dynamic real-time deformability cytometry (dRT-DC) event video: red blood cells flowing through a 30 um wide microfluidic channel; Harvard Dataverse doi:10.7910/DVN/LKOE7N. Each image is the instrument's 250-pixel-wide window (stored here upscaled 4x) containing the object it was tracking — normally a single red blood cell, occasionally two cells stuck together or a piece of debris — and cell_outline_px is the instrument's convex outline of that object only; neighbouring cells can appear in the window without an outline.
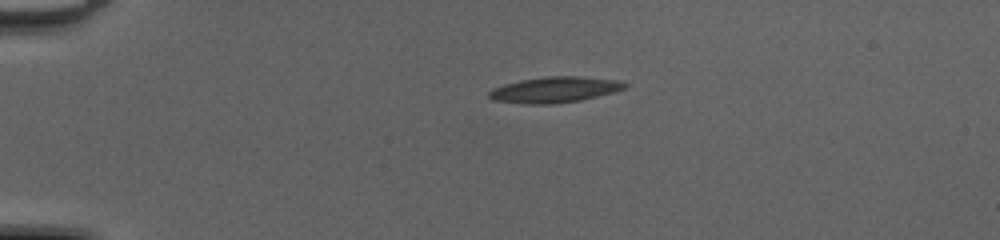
{"species": "common noctule bat (a hibernating species)", "species_latin": "Nyctalus noctula", "temperature_condition": "cold", "stored_images_in_passage": 40, "camera_frame_rate_fps": 3000, "um_per_image_px": 0.085, "animal": {"sex": "female", "body_mass_g": 20.0, "forearm_length_mm": 54.0}, "frame": {"image": 1, "passage_image": 1, "time_ms": 0.0, "image_size_px": [1000, 240], "cell_outline_px": [[628, 84], [624, 88], [612, 92], [580, 100], [552, 104], [524, 104], [492, 100], [488, 96], [488, 92], [492, 88], [504, 84], [520, 80], [544, 76], [576, 76], [616, 80]], "centroid_in_image_um": [47.06, 7.62], "position_along_channel_um": 37.9, "area_um2": 20.29}}
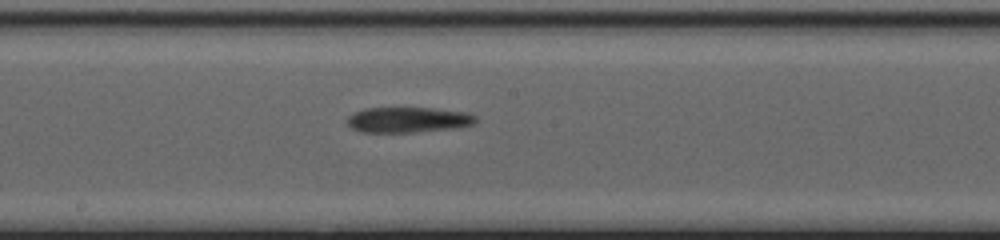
{"frame": {"image": 2, "passage_image": 18, "time_ms": 5.667, "image_size_px": [1000, 240], "cell_outline_px": [[476, 120], [472, 124], [460, 128], [412, 132], [360, 132], [352, 128], [348, 124], [348, 116], [356, 112], [368, 108], [432, 108], [464, 112], [476, 116]], "centroid_in_image_um": [34.7, 10.19], "position_along_channel_um": 213.5, "area_um2": 18.9}}
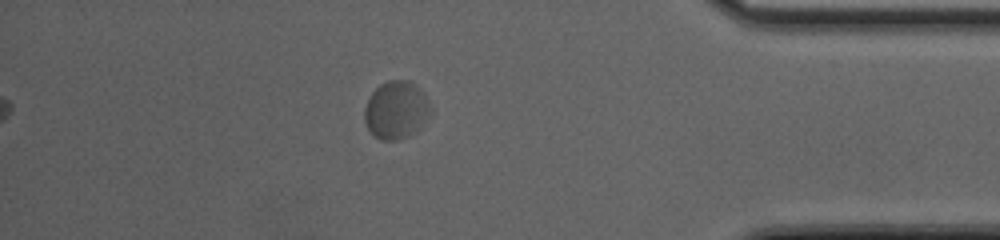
{"frame": {"image": 3, "passage_image": 34, "time_ms": 11.0, "image_size_px": [1000, 240], "cell_outline_px": [[432, 112], [420, 128], [396, 140], [380, 140], [372, 136], [368, 132], [364, 120], [364, 108], [372, 92], [380, 84], [388, 80], [408, 80], [424, 92], [432, 108]], "centroid_in_image_um": [33.66, 9.35], "position_along_channel_um": 401.5, "area_um2": 22.43}, "authors_computed_cell_mechanics": {"area_um2": 19.363, "velocity_mm_per_s": 4.0631, "shape_relaxation_time_tau1_ms": 1.9162, "shape_relaxation_time_tau2_ms": 1.1872, "deformation_change_tau1": 0.0406, "deformation_change_tau2": 0.0307}}